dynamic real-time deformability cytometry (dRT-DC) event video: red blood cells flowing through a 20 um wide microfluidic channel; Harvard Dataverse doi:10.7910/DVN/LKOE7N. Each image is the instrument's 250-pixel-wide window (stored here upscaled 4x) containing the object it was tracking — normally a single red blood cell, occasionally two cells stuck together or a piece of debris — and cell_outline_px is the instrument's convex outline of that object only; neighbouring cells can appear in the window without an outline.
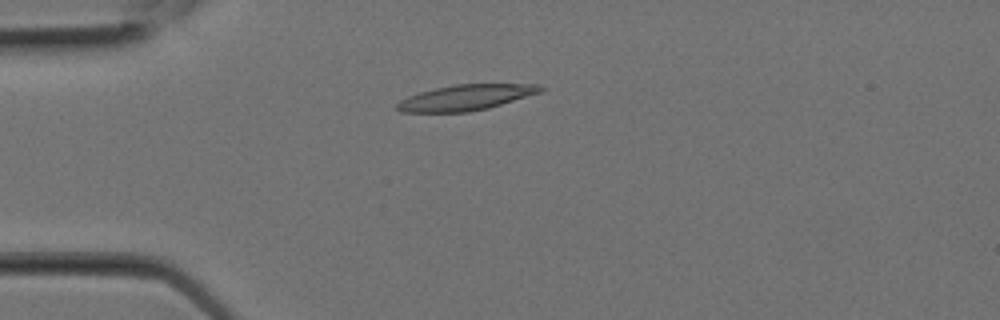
{"species": "Egyptian fruit bat (a non-hibernating species)", "species_latin": "Rousettus aegyptiacus", "temperature_condition": "room temperature", "stored_images_in_passage": 8, "camera_frame_rate_fps": 3000, "um_per_image_px": 0.085, "animal": {"sex": "female"}, "frame": {"image": 1, "passage_image": 3, "time_ms": 0.667, "image_size_px": [1000, 320], "cell_outline_px": [[544, 92], [488, 108], [468, 112], [400, 112], [396, 108], [396, 104], [400, 100], [408, 96], [420, 92], [452, 84], [544, 84]], "centroid_in_image_um": [39.65, 8.28], "position_along_channel_um": 45.3, "area_um2": 21.62}}
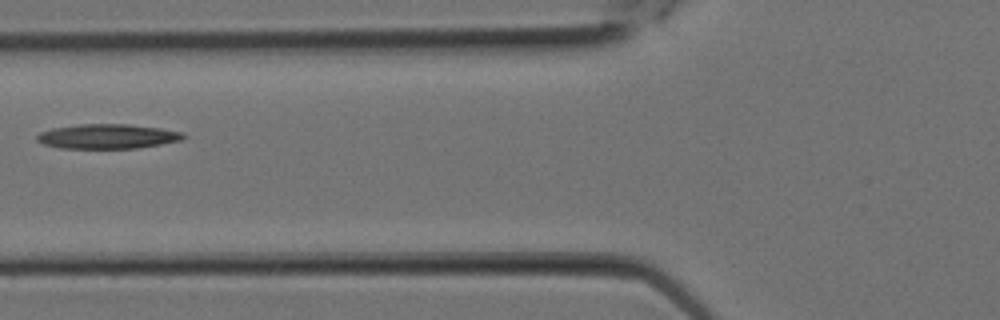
{"frame": {"image": 2, "passage_image": 6, "time_ms": 1.667, "image_size_px": [1000, 320], "cell_outline_px": [[188, 136], [180, 140], [160, 144], [136, 148], [60, 148], [44, 144], [36, 140], [36, 136], [40, 132], [52, 128], [80, 124], [128, 124], [160, 128], [184, 132]], "centroid_in_image_um": [9.14, 11.58], "position_along_channel_um": 116.7, "area_um2": 20.98}}
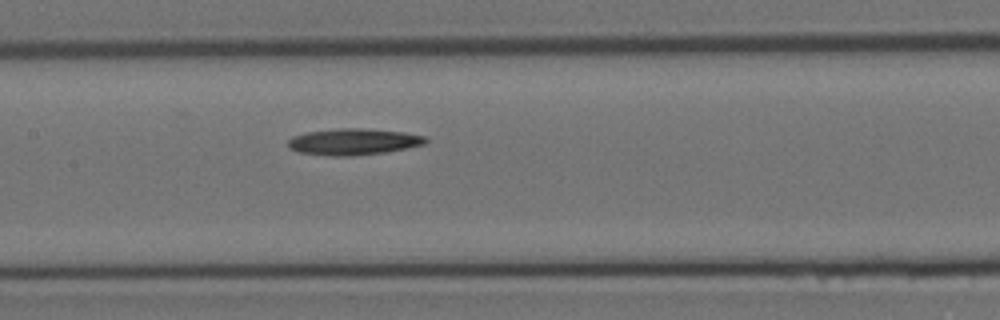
{"frame": {"image": 3, "passage_image": 8, "time_ms": 2.333, "image_size_px": [1000, 320], "cell_outline_px": [[428, 140], [424, 144], [384, 152], [352, 156], [332, 156], [296, 152], [288, 148], [288, 140], [292, 136], [308, 132], [340, 128], [360, 128], [404, 132], [424, 136]], "centroid_in_image_um": [29.99, 12.05], "position_along_channel_um": 177.4, "area_um2": 21.04}}